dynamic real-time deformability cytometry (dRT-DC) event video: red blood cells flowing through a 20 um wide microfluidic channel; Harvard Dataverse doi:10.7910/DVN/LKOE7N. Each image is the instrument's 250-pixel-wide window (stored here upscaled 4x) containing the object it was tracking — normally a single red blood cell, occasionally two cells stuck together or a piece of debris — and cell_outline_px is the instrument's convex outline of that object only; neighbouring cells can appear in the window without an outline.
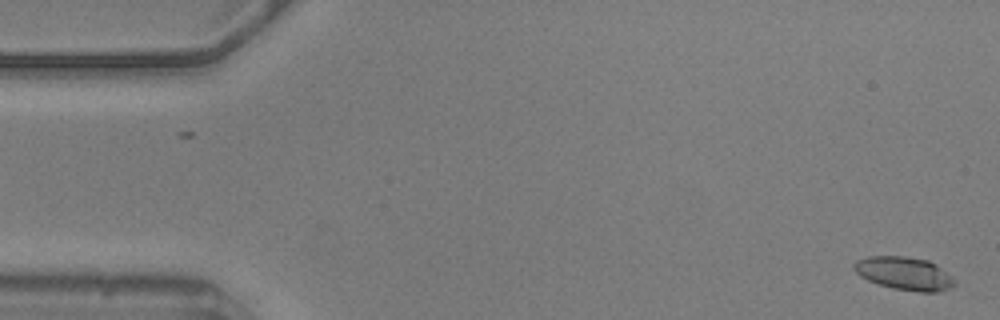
{"species": "common noctule bat (a hibernating species)", "species_latin": "Nyctalus noctula", "temperature_condition": "warm", "stored_images_in_passage": 19, "camera_frame_rate_fps": 3000, "um_per_image_px": 0.085, "animal": {"sex": "male", "body_mass_g": 20.5, "forearm_length_mm": 52.5}, "frame": {"image": 1, "passage_image": 1, "time_ms": 0.0, "image_size_px": [1000, 320], "cell_outline_px": [[956, 284], [952, 288], [940, 292], [920, 292], [892, 288], [868, 280], [860, 276], [852, 268], [852, 264], [856, 260], [868, 256], [904, 256], [928, 260], [936, 264], [952, 276], [956, 280]], "centroid_in_image_um": [76.89, 23.24], "position_along_channel_um": 8.1, "area_um2": 19.65}}
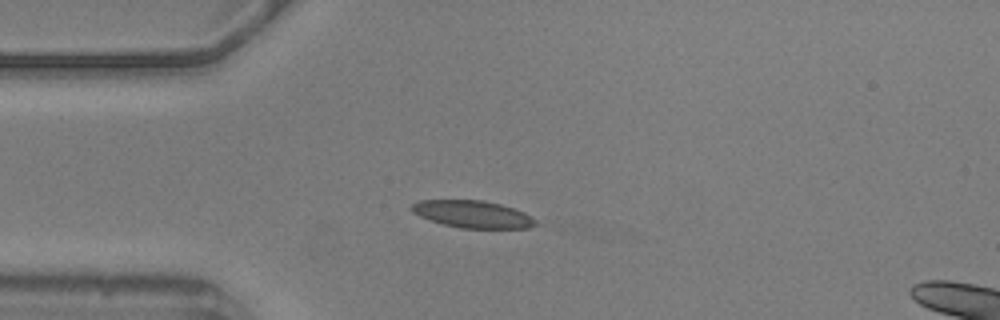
{"frame": {"image": 2, "passage_image": 14, "time_ms": 4.333, "image_size_px": [1000, 320], "cell_outline_px": [[536, 224], [528, 228], [460, 228], [444, 224], [420, 216], [412, 212], [408, 208], [412, 204], [420, 200], [484, 200], [500, 204], [524, 212], [536, 220]], "centroid_in_image_um": [40.15, 18.2], "position_along_channel_um": 44.8, "area_um2": 19.54}}